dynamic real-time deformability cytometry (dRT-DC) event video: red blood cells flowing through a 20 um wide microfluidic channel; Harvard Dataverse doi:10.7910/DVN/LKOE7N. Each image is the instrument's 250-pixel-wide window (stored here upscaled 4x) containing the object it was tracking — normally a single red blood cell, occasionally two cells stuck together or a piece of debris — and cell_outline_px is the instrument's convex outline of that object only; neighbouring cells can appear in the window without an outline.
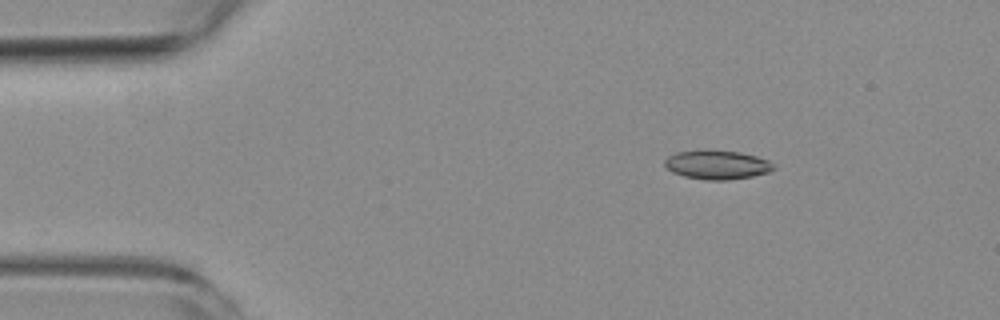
{"species": "common noctule bat (a hibernating species)", "species_latin": "Nyctalus noctula", "temperature_condition": "room temperature", "stored_images_in_passage": 3, "camera_frame_rate_fps": 3000, "um_per_image_px": 0.085, "animal": {"sex": "female", "body_mass_g": 19.3, "forearm_length_mm": 54.1}, "frame": {"image": 1, "passage_image": 1, "time_ms": 0.0, "image_size_px": [1000, 320], "cell_outline_px": [[776, 168], [768, 172], [752, 176], [728, 180], [704, 180], [684, 176], [672, 172], [664, 164], [664, 160], [668, 156], [676, 152], [740, 152], [756, 156], [768, 160]], "centroid_in_image_um": [60.96, 14.04], "position_along_channel_um": 24.0, "area_um2": 17.8}}